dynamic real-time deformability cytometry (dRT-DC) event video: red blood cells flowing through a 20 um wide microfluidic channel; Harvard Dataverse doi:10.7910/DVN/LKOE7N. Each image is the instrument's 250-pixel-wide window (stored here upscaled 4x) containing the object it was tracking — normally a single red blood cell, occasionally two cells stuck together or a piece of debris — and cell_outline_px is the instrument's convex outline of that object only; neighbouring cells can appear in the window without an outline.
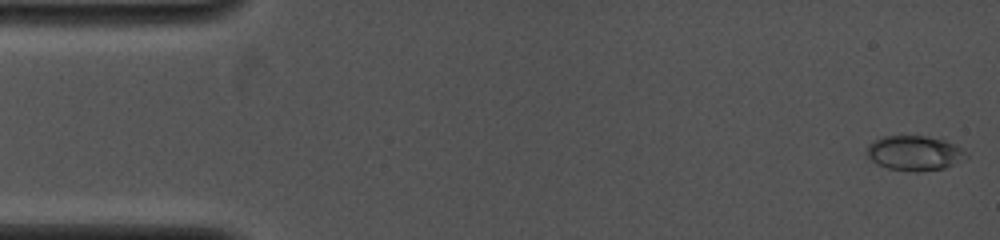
{"species": "common noctule bat (a hibernating species)", "species_latin": "Nyctalus noctula", "temperature_condition": "cold", "stored_images_in_passage": 7, "camera_frame_rate_fps": 4000, "um_per_image_px": 0.085, "animal": {"sex": "female", "body_mass_g": 19.0, "forearm_length_mm": 53.3}, "frame": {"image": 1, "passage_image": 1, "time_ms": 0.0, "image_size_px": [1000, 240], "cell_outline_px": [[968, 156], [964, 160], [944, 168], [920, 172], [916, 172], [888, 168], [876, 164], [868, 156], [868, 144], [872, 140], [880, 136], [924, 136], [944, 140], [956, 144]], "centroid_in_image_um": [77.72, 13.01], "position_along_channel_um": 7.3, "area_um2": 20.17}}
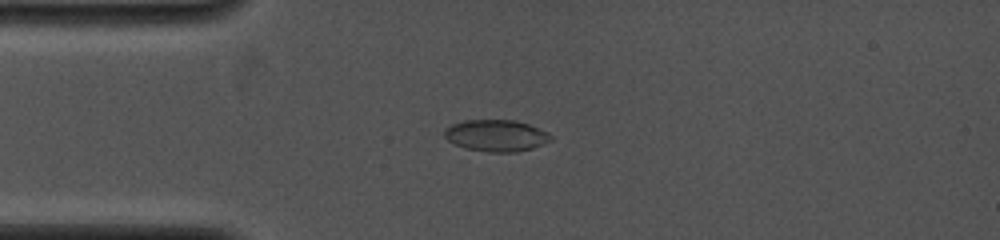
{"frame": {"image": 2, "passage_image": 6, "time_ms": 3.5, "image_size_px": [1000, 240], "cell_outline_px": [[552, 140], [544, 144], [532, 148], [516, 152], [488, 152], [468, 148], [456, 144], [448, 140], [444, 136], [444, 128], [452, 124], [464, 120], [516, 120], [528, 124], [548, 132], [552, 136]], "centroid_in_image_um": [42.19, 11.51], "position_along_channel_um": 42.8, "area_um2": 19.59}}